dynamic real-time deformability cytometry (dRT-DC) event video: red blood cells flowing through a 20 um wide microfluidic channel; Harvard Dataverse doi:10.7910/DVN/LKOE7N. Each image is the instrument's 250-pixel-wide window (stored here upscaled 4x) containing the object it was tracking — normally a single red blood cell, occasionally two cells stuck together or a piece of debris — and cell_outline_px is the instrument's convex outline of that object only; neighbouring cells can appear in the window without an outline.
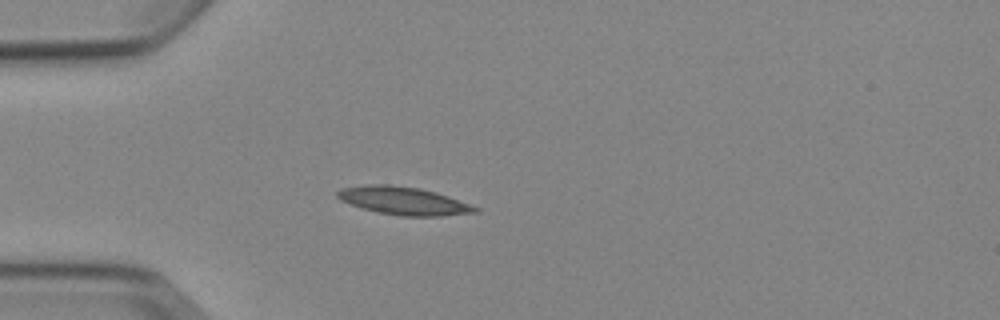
{"species": "Egyptian fruit bat (a non-hibernating species)", "species_latin": "Rousettus aegyptiacus", "temperature_condition": "cold", "stored_images_in_passage": 5, "camera_frame_rate_fps": 3000, "um_per_image_px": 0.085, "animal": {"sex": "female"}, "frame": {"image": 1, "passage_image": 5, "time_ms": 4.667, "image_size_px": [1000, 320], "cell_outline_px": [[480, 212], [440, 216], [400, 216], [360, 208], [340, 200], [336, 196], [336, 192], [340, 188], [364, 184], [388, 184], [420, 188], [436, 192], [448, 196], [480, 208]], "centroid_in_image_um": [34.28, 17.06], "position_along_channel_um": 50.7, "area_um2": 22.6}}